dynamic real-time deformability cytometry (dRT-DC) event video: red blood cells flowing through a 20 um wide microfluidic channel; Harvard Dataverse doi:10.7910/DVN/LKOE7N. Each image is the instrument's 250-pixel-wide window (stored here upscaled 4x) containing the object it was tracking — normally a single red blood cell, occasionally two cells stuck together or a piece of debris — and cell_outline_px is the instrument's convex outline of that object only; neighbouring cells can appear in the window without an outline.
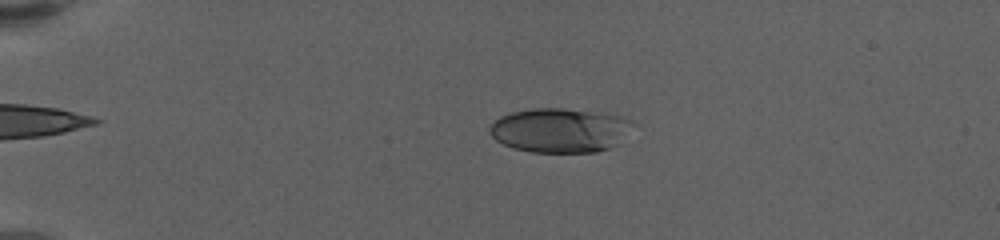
{"species": "human", "species_latin": "Homo sapiens", "temperature_condition": "warm", "stored_images_in_passage": 62, "camera_frame_rate_fps": 3000, "um_per_image_px": 0.085, "donor": {"sex": "female"}, "frame": {"image": 1, "passage_image": 15, "time_ms": 4.667, "image_size_px": [1000, 240], "cell_outline_px": [[632, 124], [616, 144], [608, 148], [596, 152], [532, 152], [512, 148], [496, 140], [488, 132], [488, 128], [500, 116], [512, 112], [532, 108], [564, 108], [608, 112], [620, 116], [628, 120]], "centroid_in_image_um": [47.54, 11.05], "position_along_channel_um": 37.5, "area_um2": 36.88}}
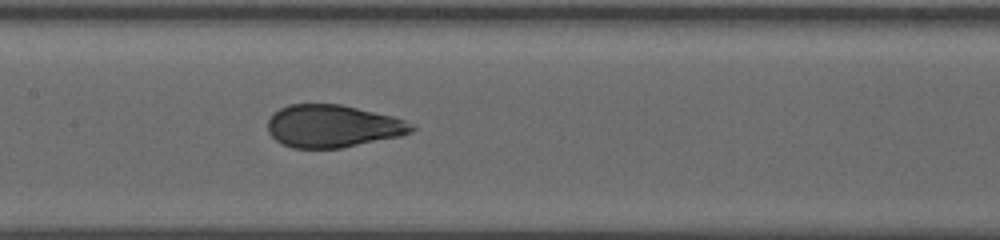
{"frame": {"image": 2, "passage_image": 33, "time_ms": 10.667, "image_size_px": [1000, 240], "cell_outline_px": [[416, 128], [412, 132], [400, 136], [340, 148], [292, 148], [280, 144], [268, 132], [268, 120], [280, 108], [288, 104], [340, 104], [392, 116], [404, 120], [412, 124]], "centroid_in_image_um": [28.27, 10.73], "position_along_channel_um": 179.1, "area_um2": 35.55}}
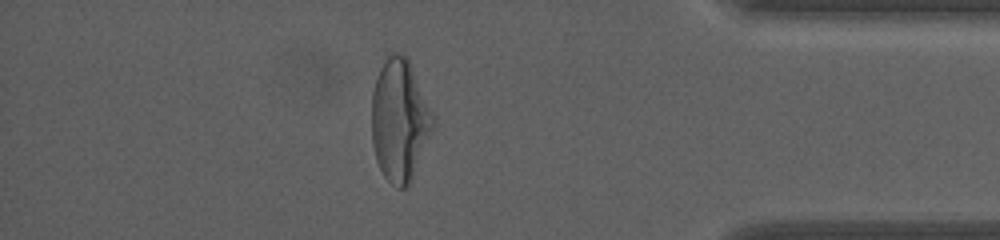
{"frame": {"image": 3, "passage_image": 55, "time_ms": 18.0, "image_size_px": [1000, 240], "cell_outline_px": [[436, 116], [432, 128], [408, 188], [396, 188], [384, 176], [376, 160], [372, 144], [372, 92], [380, 68], [388, 52], [400, 52], [408, 60]], "centroid_in_image_um": [33.96, 10.2], "position_along_channel_um": 401.2, "area_um2": 43.47}, "authors_computed_cell_mechanics": {"area_um2": 37.4255, "velocity_mm_per_s": 3.3799, "shape_relaxation_time_tau1_ms": 6.6624, "shape_relaxation_time_tau2_ms": null, "deformation_change_tau1": 0.2116, "deformation_change_tau2": null}}